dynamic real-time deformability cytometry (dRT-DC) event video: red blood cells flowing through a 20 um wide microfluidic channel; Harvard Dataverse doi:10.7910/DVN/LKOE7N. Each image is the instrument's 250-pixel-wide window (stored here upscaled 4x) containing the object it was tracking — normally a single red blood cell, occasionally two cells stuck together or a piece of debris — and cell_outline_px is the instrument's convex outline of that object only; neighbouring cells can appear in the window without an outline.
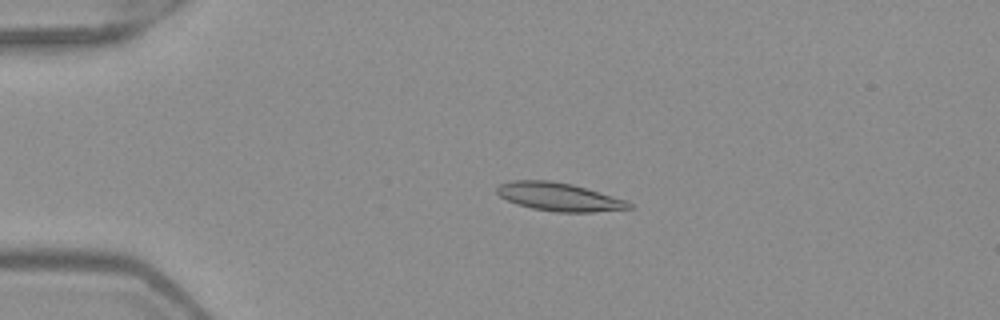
{"species": "Egyptian fruit bat (a non-hibernating species)", "species_latin": "Rousettus aegyptiacus", "temperature_condition": "warm", "stored_images_in_passage": 49, "camera_frame_rate_fps": 3000, "um_per_image_px": 0.085, "frame": {"image": 1, "passage_image": 10, "time_ms": 3.0, "image_size_px": [1000, 320], "cell_outline_px": [[632, 208], [592, 212], [556, 212], [532, 208], [516, 204], [500, 196], [496, 192], [496, 188], [500, 184], [512, 180], [548, 180], [572, 184], [628, 200], [632, 204]], "centroid_in_image_um": [47.52, 16.73], "position_along_channel_um": 37.5, "area_um2": 21.73}}
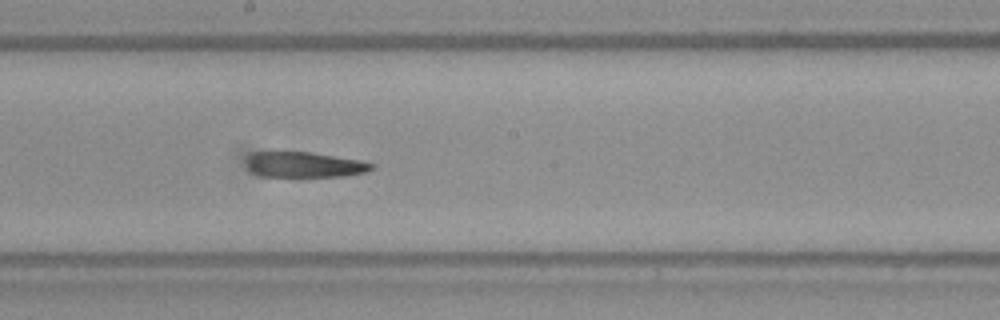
{"frame": {"image": 2, "passage_image": 27, "time_ms": 8.667, "image_size_px": [1000, 320], "cell_outline_px": [[376, 164], [368, 172], [344, 176], [260, 176], [252, 172], [244, 164], [244, 160], [252, 152], [312, 152], [360, 160]], "centroid_in_image_um": [25.85, 13.99], "position_along_channel_um": 222.4, "area_um2": 18.73}}
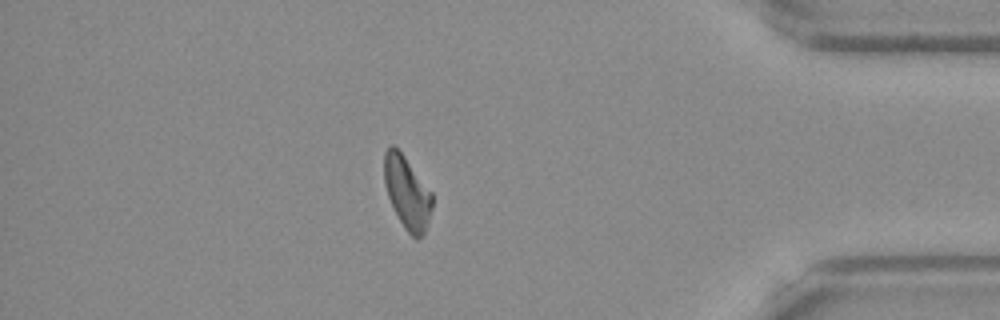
{"frame": {"image": 3, "passage_image": 43, "time_ms": 14.0, "image_size_px": [1000, 320], "cell_outline_px": [[432, 208], [428, 224], [424, 232], [416, 240], [404, 228], [392, 208], [384, 184], [384, 152], [388, 144], [392, 144], [404, 156], [432, 192]], "centroid_in_image_um": [34.58, 16.37], "position_along_channel_um": 400.6, "area_um2": 20.35}, "authors_computed_cell_mechanics": {"area_um2": 20.808, "velocity_mm_per_s": 3.9888, "shape_relaxation_time_tau1_ms": null, "shape_relaxation_time_tau2_ms": 6.1453, "deformation_change_tau1": null, "deformation_change_tau2": 0.1914}}